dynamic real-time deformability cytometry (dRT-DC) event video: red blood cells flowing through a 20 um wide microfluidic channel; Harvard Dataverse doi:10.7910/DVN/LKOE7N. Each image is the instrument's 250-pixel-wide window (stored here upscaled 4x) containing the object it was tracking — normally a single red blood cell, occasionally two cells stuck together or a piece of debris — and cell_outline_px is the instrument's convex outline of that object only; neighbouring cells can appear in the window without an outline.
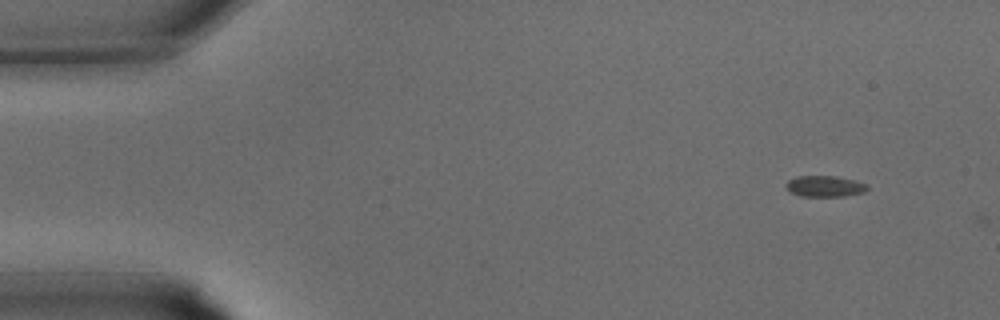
{"species": "common noctule bat (a hibernating species)", "species_latin": "Nyctalus noctula", "temperature_condition": "warm", "stored_images_in_passage": 4, "camera_frame_rate_fps": 3000, "um_per_image_px": 0.085, "animal": {"sex": "male", "body_mass_g": 15.6}, "frame": {"image": 1, "passage_image": 3, "time_ms": 0.667, "image_size_px": [1000, 320], "cell_outline_px": [[868, 188], [864, 192], [844, 196], [800, 196], [788, 192], [784, 184], [788, 180], [796, 176], [836, 176], [856, 180], [868, 184]], "centroid_in_image_um": [70.08, 15.82], "position_along_channel_um": 14.9, "area_um2": 10.17}}